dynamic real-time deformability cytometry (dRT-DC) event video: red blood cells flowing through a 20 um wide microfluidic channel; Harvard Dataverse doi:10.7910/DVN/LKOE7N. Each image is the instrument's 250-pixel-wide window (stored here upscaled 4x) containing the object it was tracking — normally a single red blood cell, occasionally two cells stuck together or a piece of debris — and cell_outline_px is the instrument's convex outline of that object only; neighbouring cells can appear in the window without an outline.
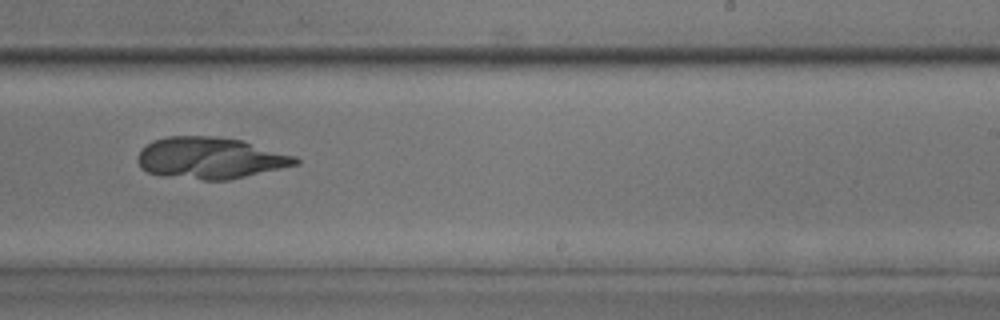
{"species": "common noctule bat (a hibernating species)", "species_latin": "Nyctalus noctula", "temperature_condition": "room temperature", "stored_images_in_passage": 43, "camera_frame_rate_fps": 3000, "um_per_image_px": 0.085, "animal": {"sex": "male", "body_mass_g": 17.9, "forearm_length_mm": 54.2}, "frame": {"image": 1, "passage_image": 27, "time_ms": 8.667, "image_size_px": [1000, 320], "cell_outline_px": [[300, 164], [228, 180], [204, 180], [164, 176], [148, 172], [140, 168], [136, 160], [136, 156], [140, 148], [144, 144], [152, 140], [168, 136], [212, 136], [240, 140], [296, 156], [300, 160]], "centroid_in_image_um": [17.81, 13.43], "position_along_channel_um": 271.2, "area_um2": 38.44}}
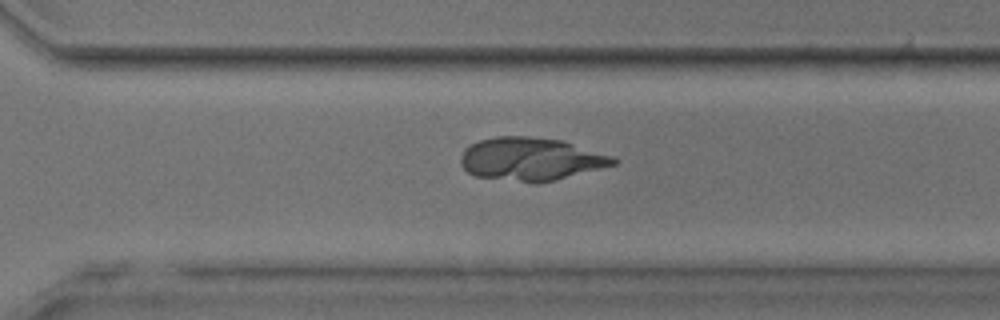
{"frame": {"image": 2, "passage_image": 31, "time_ms": 10.0, "image_size_px": [1000, 320], "cell_outline_px": [[620, 160], [616, 164], [556, 180], [536, 184], [532, 184], [476, 176], [468, 172], [464, 168], [460, 160], [464, 152], [472, 144], [480, 140], [496, 136], [528, 136], [560, 140], [612, 156]], "centroid_in_image_um": [45.14, 13.54], "position_along_channel_um": 325.5, "area_um2": 38.09}}
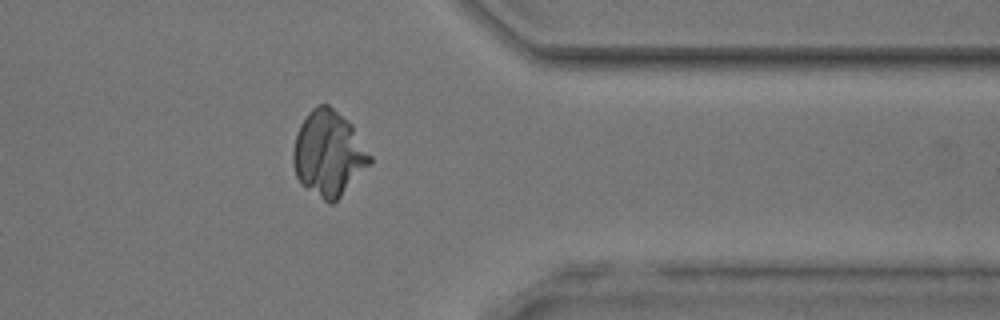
{"frame": {"image": 3, "passage_image": 36, "time_ms": 11.667, "image_size_px": [1000, 320], "cell_outline_px": [[372, 164], [332, 204], [328, 204], [300, 184], [296, 176], [292, 160], [292, 152], [296, 136], [300, 124], [308, 112], [316, 104], [328, 104], [348, 120], [352, 124], [372, 156]], "centroid_in_image_um": [27.93, 13.05], "position_along_channel_um": 383.5, "area_um2": 38.44}}